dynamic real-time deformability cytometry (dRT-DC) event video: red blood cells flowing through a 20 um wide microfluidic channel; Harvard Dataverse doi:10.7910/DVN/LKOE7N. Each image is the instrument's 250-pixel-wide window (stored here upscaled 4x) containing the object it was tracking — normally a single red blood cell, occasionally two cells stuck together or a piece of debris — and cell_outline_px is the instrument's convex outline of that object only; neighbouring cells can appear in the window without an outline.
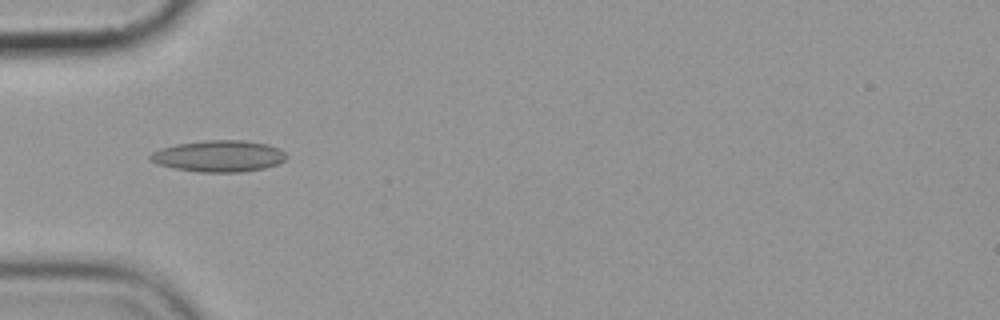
{"species": "common noctule bat (a hibernating species)", "species_latin": "Nyctalus noctula", "temperature_condition": "cold", "stored_images_in_passage": 10, "camera_frame_rate_fps": 3000, "um_per_image_px": 0.085, "animal": {"sex": "female", "body_mass_g": 19.9}, "frame": {"image": 1, "passage_image": 4, "time_ms": 4.0, "image_size_px": [1000, 320], "cell_outline_px": [[288, 156], [284, 160], [276, 164], [264, 168], [240, 172], [200, 172], [176, 168], [156, 164], [148, 160], [148, 156], [152, 152], [160, 148], [176, 144], [204, 140], [244, 140], [268, 144], [280, 148]], "centroid_in_image_um": [18.58, 13.26], "position_along_channel_um": 66.4, "area_um2": 25.09}}
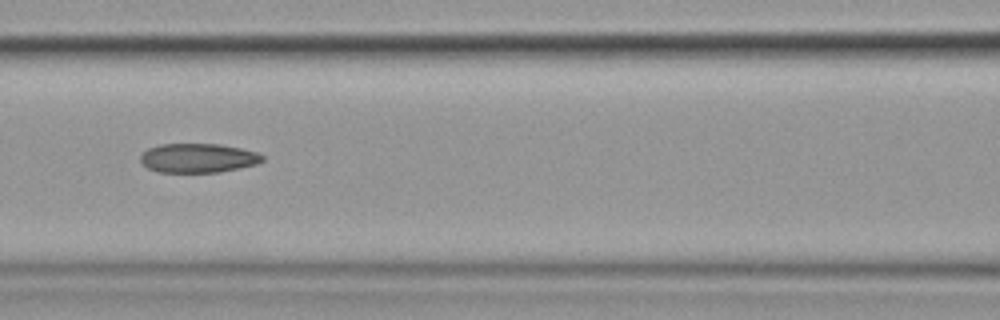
{"frame": {"image": 2, "passage_image": 6, "time_ms": 6.333, "image_size_px": [1000, 320], "cell_outline_px": [[264, 160], [256, 164], [240, 168], [216, 172], [160, 172], [148, 168], [140, 160], [140, 156], [148, 148], [160, 144], [220, 144], [240, 148], [256, 152], [264, 156]], "centroid_in_image_um": [16.84, 13.43], "position_along_channel_um": 149.8, "area_um2": 20.63}}
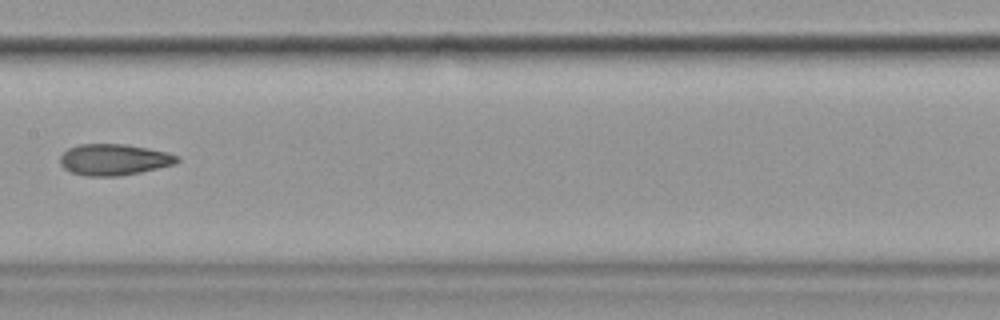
{"frame": {"image": 3, "passage_image": 7, "time_ms": 7.667, "image_size_px": [1000, 320], "cell_outline_px": [[180, 160], [176, 164], [140, 172], [120, 176], [88, 176], [72, 172], [64, 168], [60, 164], [60, 156], [68, 148], [80, 144], [124, 144], [148, 148], [168, 152], [180, 156]], "centroid_in_image_um": [9.72, 13.56], "position_along_channel_um": 197.7, "area_um2": 21.39}}